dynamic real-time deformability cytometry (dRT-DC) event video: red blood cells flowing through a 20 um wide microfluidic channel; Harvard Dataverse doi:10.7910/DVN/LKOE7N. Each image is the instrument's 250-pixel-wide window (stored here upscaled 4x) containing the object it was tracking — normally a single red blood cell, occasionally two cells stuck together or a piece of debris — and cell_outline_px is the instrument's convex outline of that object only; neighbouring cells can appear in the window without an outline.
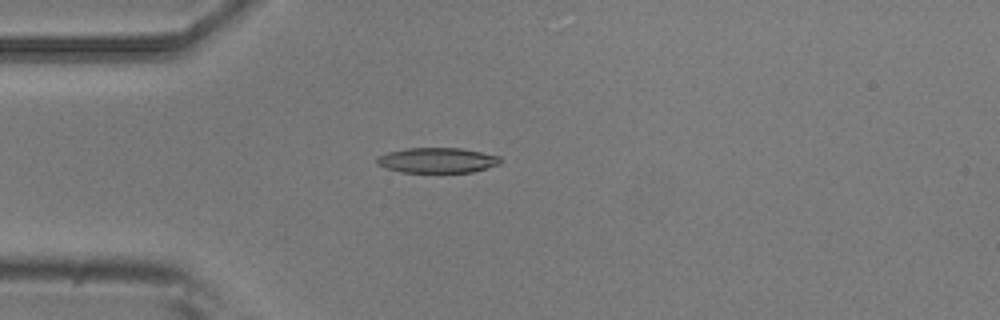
{"species": "common noctule bat (a hibernating species)", "species_latin": "Nyctalus noctula", "temperature_condition": "room temperature", "stored_images_in_passage": 3, "camera_frame_rate_fps": 3000, "um_per_image_px": 0.085, "animal": {"sex": "male", "body_mass_g": 20.5, "forearm_length_mm": 52.5}, "frame": {"image": 1, "passage_image": 3, "time_ms": 0.667, "image_size_px": [1000, 320], "cell_outline_px": [[504, 160], [500, 164], [472, 172], [400, 172], [384, 168], [376, 164], [376, 156], [388, 152], [404, 148], [460, 148], [500, 156]], "centroid_in_image_um": [37.14, 13.62], "position_along_channel_um": 47.9, "area_um2": 18.32}}